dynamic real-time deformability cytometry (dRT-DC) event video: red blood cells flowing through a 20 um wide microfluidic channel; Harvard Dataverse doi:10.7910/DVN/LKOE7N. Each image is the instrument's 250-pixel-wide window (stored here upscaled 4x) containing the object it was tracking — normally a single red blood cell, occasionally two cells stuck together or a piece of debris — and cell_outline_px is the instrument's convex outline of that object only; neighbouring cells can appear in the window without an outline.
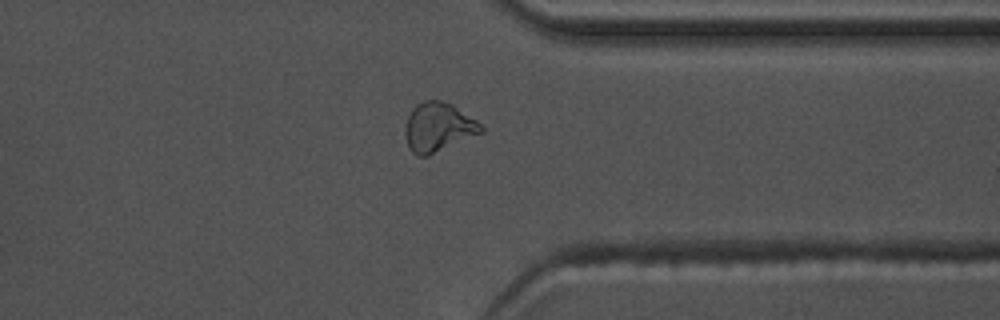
{"species": "common noctule bat (a hibernating species)", "species_latin": "Nyctalus noctula", "temperature_condition": "warm", "stored_images_in_passage": 55, "camera_frame_rate_fps": 3000, "um_per_image_px": 0.085, "animal": {"sex": "male", "body_mass_g": 17.5, "forearm_length_mm": 52.3}, "frame": {"image": 1, "passage_image": 43, "time_ms": 14.0, "image_size_px": [1000, 320], "cell_outline_px": [[484, 132], [428, 156], [416, 156], [408, 148], [404, 132], [404, 128], [408, 116], [412, 108], [416, 104], [424, 100], [440, 100], [452, 104], [476, 120], [484, 128]], "centroid_in_image_um": [37.23, 10.82], "position_along_channel_um": 374.2, "area_um2": 21.91}}
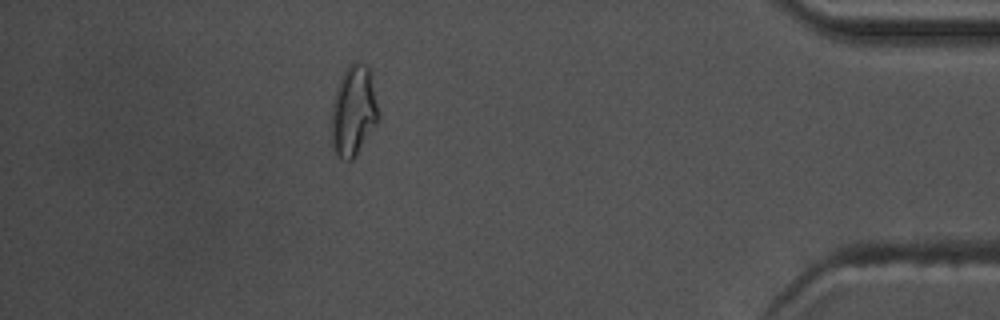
{"frame": {"image": 2, "passage_image": 49, "time_ms": 16.0, "image_size_px": [1000, 320], "cell_outline_px": [[380, 116], [376, 124], [352, 160], [340, 160], [332, 152], [332, 100], [340, 76], [348, 64], [356, 60], [372, 68]], "centroid_in_image_um": [30.06, 9.36], "position_along_channel_um": 405.1, "area_um2": 25.55}, "authors_computed_cell_mechanics": {"area_um2": 19.8254, "velocity_mm_per_s": 3.722, "shape_relaxation_time_tau1_ms": 5.6108, "shape_relaxation_time_tau2_ms": 4.0118, "deformation_change_tau1": 0.1777, "deformation_change_tau2": 0.1228}}